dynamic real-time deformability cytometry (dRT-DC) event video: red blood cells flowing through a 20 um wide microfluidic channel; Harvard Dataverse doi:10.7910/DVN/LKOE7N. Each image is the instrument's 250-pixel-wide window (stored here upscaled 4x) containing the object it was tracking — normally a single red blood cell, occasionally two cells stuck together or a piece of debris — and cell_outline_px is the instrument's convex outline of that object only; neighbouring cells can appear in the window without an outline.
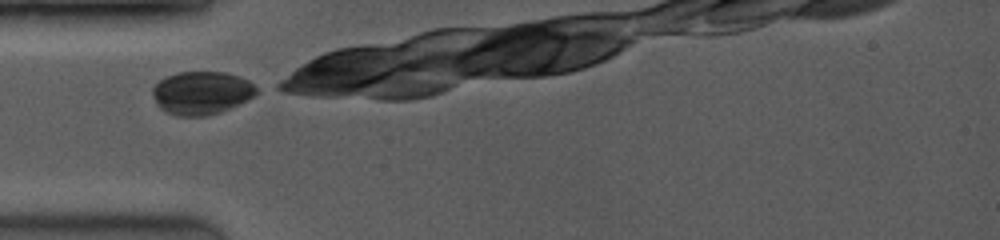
{"species": "common noctule bat (a hibernating species)", "species_latin": "Nyctalus noctula", "temperature_condition": "room temperature", "stored_images_in_passage": 25, "camera_frame_rate_fps": 3500, "um_per_image_px": 0.085, "animal": {"sex": "female", "body_mass_g": 19.0, "forearm_length_mm": 53.3}, "frame": {"image": 1, "passage_image": 1, "time_ms": 0.0, "image_size_px": [1000, 240], "cell_outline_px": [[260, 88], [252, 96], [220, 112], [204, 116], [176, 116], [164, 112], [156, 104], [152, 92], [152, 88], [160, 80], [176, 72], [224, 72], [240, 76], [248, 80]], "centroid_in_image_um": [17.1, 7.89], "position_along_channel_um": 67.9, "area_um2": 26.01}}
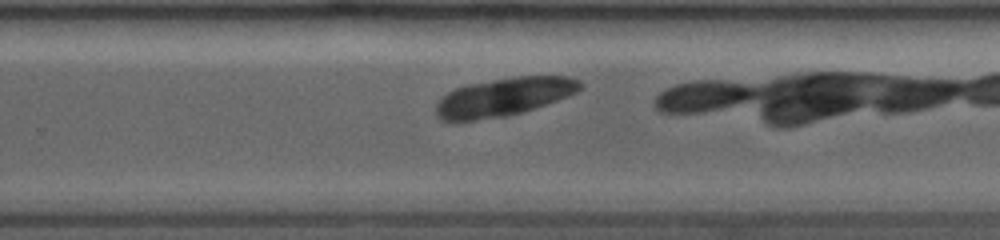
{"frame": {"image": 2, "passage_image": 15, "time_ms": 5.429, "image_size_px": [1000, 240], "cell_outline_px": [[584, 88], [568, 96], [508, 116], [476, 120], [440, 120], [436, 116], [436, 104], [448, 92], [456, 88], [468, 84], [520, 76], [568, 76], [580, 80], [584, 84]], "centroid_in_image_um": [42.85, 8.23], "position_along_channel_um": 286.9, "area_um2": 31.79}}